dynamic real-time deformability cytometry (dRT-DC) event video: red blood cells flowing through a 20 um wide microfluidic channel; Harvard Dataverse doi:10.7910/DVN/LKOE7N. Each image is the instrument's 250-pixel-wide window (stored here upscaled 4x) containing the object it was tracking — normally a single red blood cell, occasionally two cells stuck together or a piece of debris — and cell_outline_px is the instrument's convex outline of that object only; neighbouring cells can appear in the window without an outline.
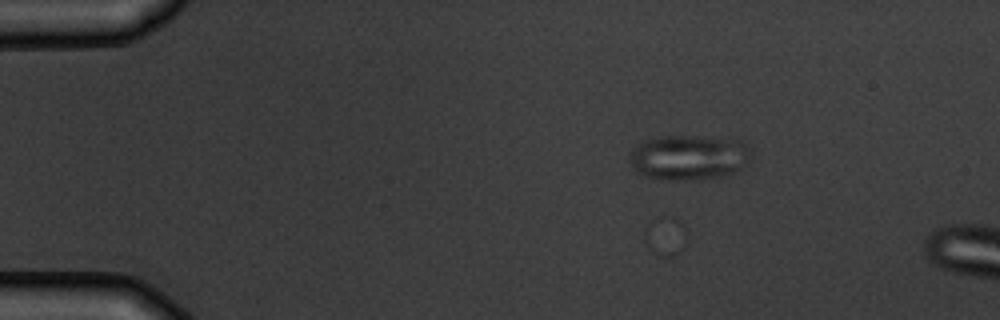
{"species": "common noctule bat (a hibernating species)", "species_latin": "Nyctalus noctula", "temperature_condition": "warm", "stored_images_in_passage": 6, "camera_frame_rate_fps": 3000, "um_per_image_px": 0.085, "animal": {"sex": "male", "body_mass_g": 19.5, "forearm_length_mm": 54.6}, "frame": {"image": 1, "passage_image": 4, "time_ms": 3.667, "image_size_px": [1000, 320], "cell_outline_px": [[748, 156], [740, 168], [732, 172], [720, 176], [696, 180], [656, 180], [636, 172], [628, 156], [640, 144], [648, 140], [660, 136], [688, 136], [740, 140], [748, 148]], "centroid_in_image_um": [58.48, 13.4], "position_along_channel_um": 26.5, "area_um2": 31.21}}